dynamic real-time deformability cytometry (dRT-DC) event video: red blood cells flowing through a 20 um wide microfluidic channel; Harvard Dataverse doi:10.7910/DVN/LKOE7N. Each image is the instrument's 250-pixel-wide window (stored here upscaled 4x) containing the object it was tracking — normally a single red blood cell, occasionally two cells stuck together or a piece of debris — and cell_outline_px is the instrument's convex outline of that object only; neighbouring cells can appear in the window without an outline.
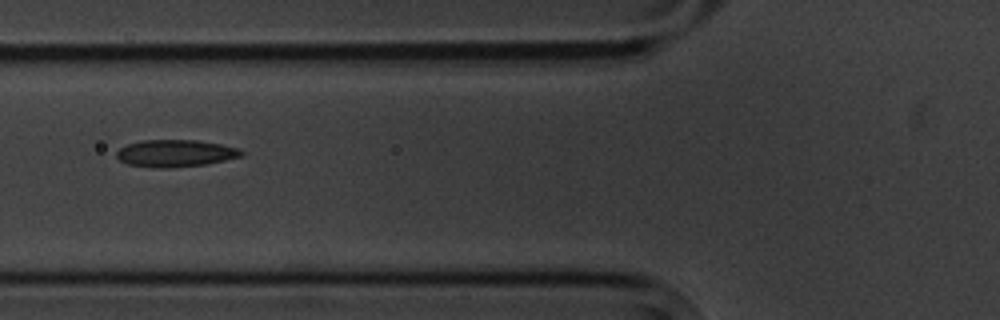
{"species": "common noctule bat (a hibernating species)", "species_latin": "Nyctalus noctula", "temperature_condition": "cold", "stored_images_in_passage": 7, "camera_frame_rate_fps": 3000, "um_per_image_px": 0.085, "animal": {"sex": "male", "body_mass_g": 20.1, "forearm_length_mm": 53.5}, "frame": {"image": 1, "passage_image": 4, "time_ms": 3.667, "image_size_px": [1000, 320], "cell_outline_px": [[244, 156], [208, 164], [168, 168], [152, 168], [128, 164], [120, 160], [116, 156], [116, 152], [120, 148], [128, 144], [140, 140], [196, 140], [220, 144], [240, 148], [244, 152]], "centroid_in_image_um": [14.94, 13.03], "position_along_channel_um": 110.9, "area_um2": 19.94}}
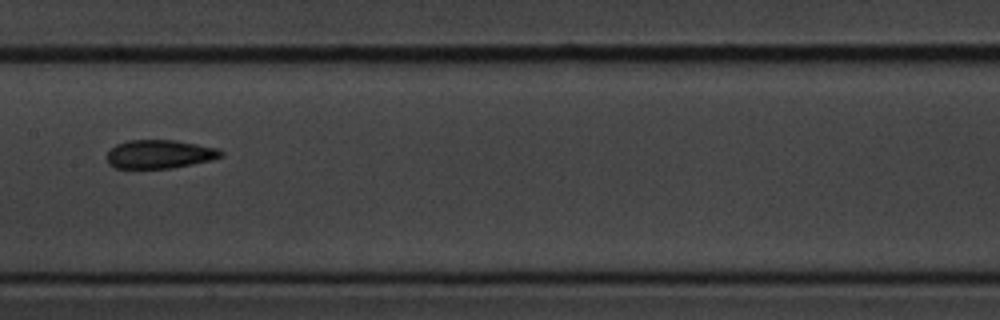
{"frame": {"image": 2, "passage_image": 6, "time_ms": 6.0, "image_size_px": [1000, 320], "cell_outline_px": [[224, 156], [212, 160], [172, 168], [116, 168], [108, 164], [104, 156], [116, 144], [128, 140], [176, 140], [216, 148], [224, 152]], "centroid_in_image_um": [13.54, 13.1], "position_along_channel_um": 193.9, "area_um2": 19.13}}
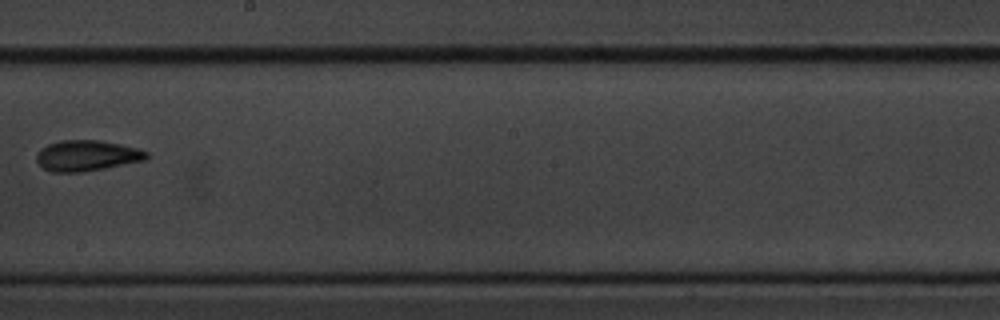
{"frame": {"image": 3, "passage_image": 7, "time_ms": 7.333, "image_size_px": [1000, 320], "cell_outline_px": [[148, 156], [144, 160], [104, 168], [80, 172], [52, 172], [44, 168], [36, 160], [36, 156], [40, 148], [48, 144], [60, 140], [100, 140], [120, 144], [136, 148], [148, 152]], "centroid_in_image_um": [7.35, 13.22], "position_along_channel_um": 240.9, "area_um2": 19.54}}